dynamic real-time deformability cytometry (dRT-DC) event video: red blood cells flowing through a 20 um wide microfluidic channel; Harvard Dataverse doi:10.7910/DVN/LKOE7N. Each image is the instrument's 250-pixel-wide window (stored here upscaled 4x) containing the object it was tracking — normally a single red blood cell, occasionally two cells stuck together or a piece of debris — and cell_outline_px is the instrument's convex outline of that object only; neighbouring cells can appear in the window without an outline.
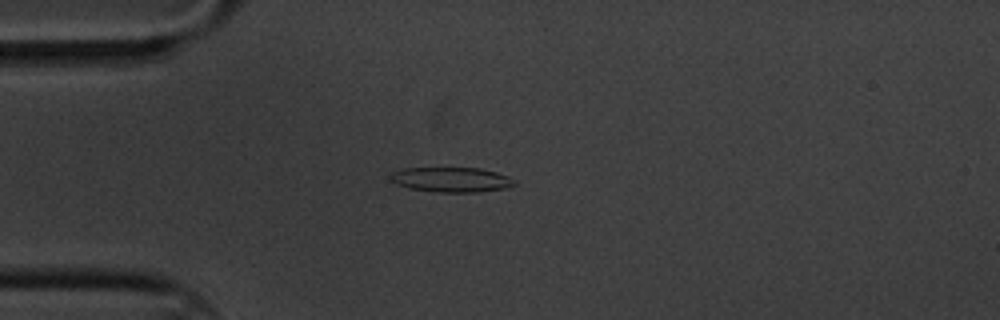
{"species": "common noctule bat (a hibernating species)", "species_latin": "Nyctalus noctula", "temperature_condition": "cold", "stored_images_in_passage": 3, "camera_frame_rate_fps": 3000, "um_per_image_px": 0.085, "animal": {"sex": "male", "body_mass_g": 20.1, "forearm_length_mm": 53.5}, "frame": {"image": 1, "passage_image": 2, "time_ms": 0.333, "image_size_px": [1000, 320], "cell_outline_px": [[516, 184], [504, 188], [476, 192], [440, 192], [408, 188], [396, 184], [388, 180], [388, 176], [392, 172], [404, 168], [480, 168], [496, 172], [508, 176]], "centroid_in_image_um": [38.29, 15.26], "position_along_channel_um": 46.7, "area_um2": 17.92}}